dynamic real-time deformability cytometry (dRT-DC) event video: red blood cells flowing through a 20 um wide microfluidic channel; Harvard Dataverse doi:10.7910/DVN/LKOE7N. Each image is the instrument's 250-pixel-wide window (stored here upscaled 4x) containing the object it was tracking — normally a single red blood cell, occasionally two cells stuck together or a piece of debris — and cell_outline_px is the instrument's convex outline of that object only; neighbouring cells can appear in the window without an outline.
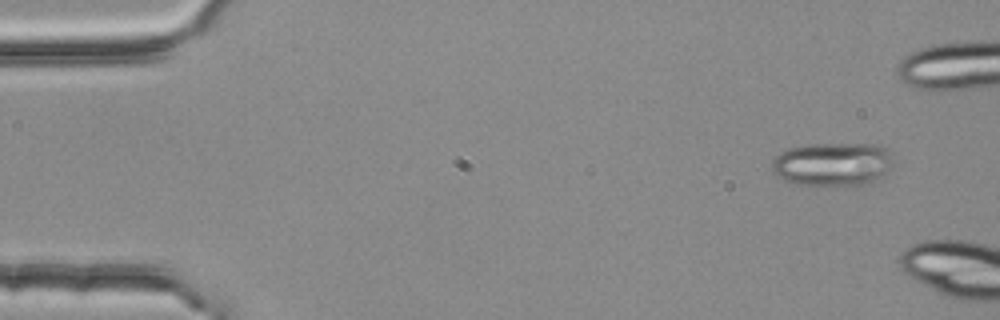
{"species": "common noctule bat (a hibernating species)", "species_latin": "Nyctalus noctula", "temperature_condition": "room temperature", "stored_images_in_passage": 5, "camera_frame_rate_fps": 3000, "um_per_image_px": 0.085, "animal": {"sex": "female", "body_mass_g": 25.1}, "frame": {"image": 1, "passage_image": 1, "time_ms": 0.0, "image_size_px": [1000, 320], "cell_outline_px": [[896, 164], [884, 176], [868, 184], [816, 188], [796, 184], [784, 180], [772, 172], [772, 160], [780, 152], [788, 148], [808, 144], [880, 144], [888, 148]], "centroid_in_image_um": [70.82, 13.98], "position_along_channel_um": 14.2, "area_um2": 32.19}}